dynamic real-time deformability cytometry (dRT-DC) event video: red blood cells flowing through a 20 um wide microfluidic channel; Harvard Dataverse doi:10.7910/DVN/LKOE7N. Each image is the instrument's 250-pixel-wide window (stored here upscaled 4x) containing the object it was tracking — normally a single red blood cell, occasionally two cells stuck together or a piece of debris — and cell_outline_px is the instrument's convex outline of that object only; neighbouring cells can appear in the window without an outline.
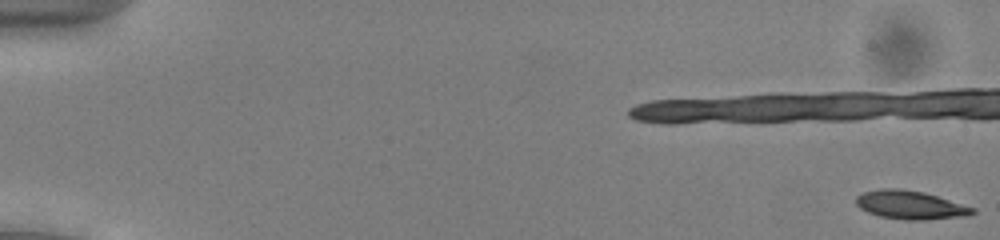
{"species": "common noctule bat (a hibernating species)", "species_latin": "Nyctalus noctula", "temperature_condition": "cold", "stored_images_in_passage": 9, "camera_frame_rate_fps": 3000, "um_per_image_px": 0.085, "animal": {"sex": "male", "body_mass_g": 13.0, "forearm_length_mm": 53.1}, "frame": {"image": 1, "passage_image": 1, "time_ms": 0.0, "image_size_px": [1000, 240], "cell_outline_px": [[976, 212], [968, 216], [924, 220], [904, 220], [880, 216], [868, 212], [860, 208], [856, 204], [856, 196], [864, 192], [880, 188], [900, 188], [924, 192], [976, 208]], "centroid_in_image_um": [77.39, 17.42], "position_along_channel_um": 7.6, "area_um2": 19.48}}